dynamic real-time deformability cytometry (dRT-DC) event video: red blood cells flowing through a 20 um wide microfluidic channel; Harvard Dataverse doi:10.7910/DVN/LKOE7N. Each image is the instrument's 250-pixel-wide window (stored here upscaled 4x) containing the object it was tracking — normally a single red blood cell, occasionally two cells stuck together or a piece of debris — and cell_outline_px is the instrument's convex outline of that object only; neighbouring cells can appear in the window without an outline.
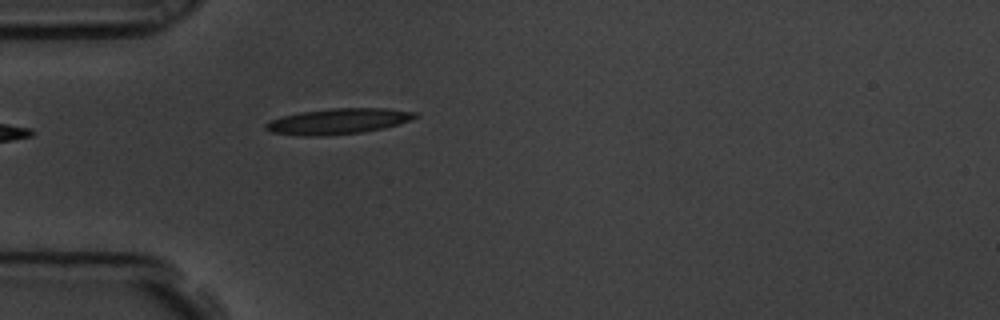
{"species": "common noctule bat (a hibernating species)", "species_latin": "Nyctalus noctula", "temperature_condition": "room temperature", "stored_images_in_passage": 5, "camera_frame_rate_fps": 3000, "um_per_image_px": 0.085, "animal": {"sex": "male", "body_mass_g": 19.5, "forearm_length_mm": 54.6}, "frame": {"image": 1, "passage_image": 5, "time_ms": 1.333, "image_size_px": [1000, 320], "cell_outline_px": [[420, 116], [412, 120], [384, 128], [364, 132], [324, 136], [304, 136], [272, 132], [264, 128], [264, 124], [268, 120], [280, 116], [300, 112], [332, 108], [388, 108], [420, 112]], "centroid_in_image_um": [28.78, 10.3], "position_along_channel_um": 56.2, "area_um2": 22.77}}